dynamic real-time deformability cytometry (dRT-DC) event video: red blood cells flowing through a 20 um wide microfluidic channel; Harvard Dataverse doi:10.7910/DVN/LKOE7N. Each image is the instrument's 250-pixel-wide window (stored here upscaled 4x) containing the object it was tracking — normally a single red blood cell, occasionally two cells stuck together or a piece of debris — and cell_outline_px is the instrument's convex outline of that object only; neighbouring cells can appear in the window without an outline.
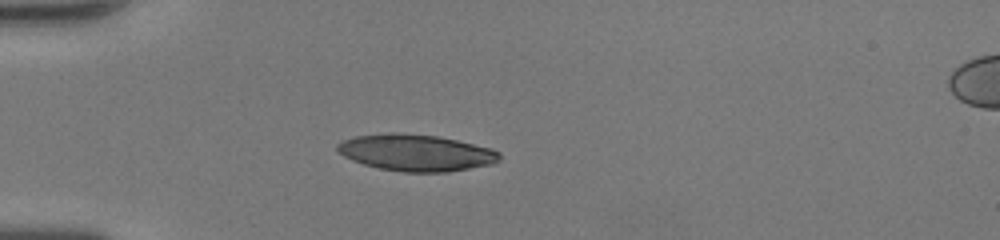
{"species": "human", "species_latin": "Homo sapiens", "temperature_condition": "room temperature", "stored_images_in_passage": 35, "camera_frame_rate_fps": 3000, "um_per_image_px": 0.085, "donor": {"sex": "female"}, "frame": {"image": 1, "passage_image": 1, "time_ms": 0.0, "image_size_px": [1000, 240], "cell_outline_px": [[500, 160], [492, 164], [448, 172], [404, 172], [380, 168], [364, 164], [352, 160], [344, 156], [336, 148], [336, 144], [340, 140], [356, 136], [392, 132], [396, 132], [436, 136], [456, 140], [492, 148], [500, 152]], "centroid_in_image_um": [35.36, 12.97], "position_along_channel_um": 49.6, "area_um2": 34.56}}
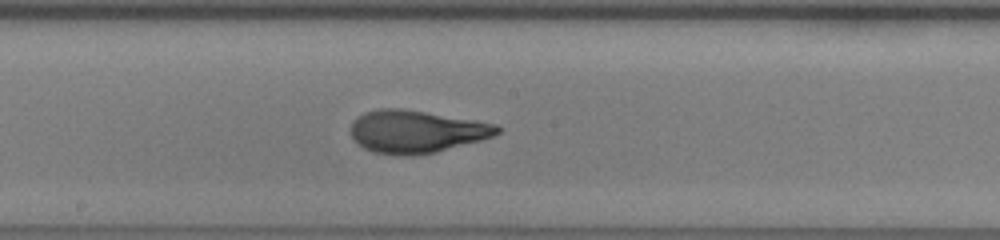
{"frame": {"image": 2, "passage_image": 14, "time_ms": 4.333, "image_size_px": [1000, 240], "cell_outline_px": [[500, 132], [492, 136], [480, 140], [436, 152], [372, 152], [364, 148], [352, 136], [352, 124], [356, 116], [364, 112], [380, 108], [400, 108], [496, 124], [500, 128]], "centroid_in_image_um": [35.38, 11.13], "position_along_channel_um": 212.8, "area_um2": 34.91}}
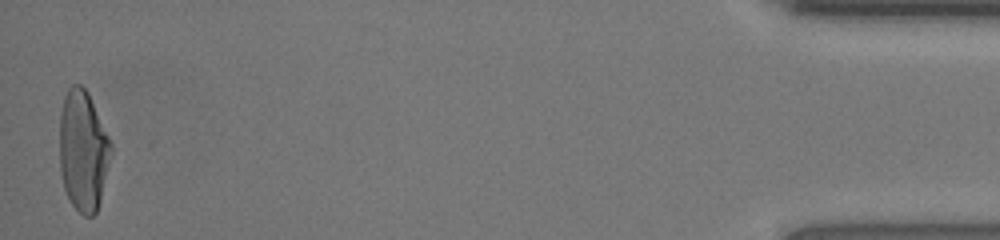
{"frame": {"image": 3, "passage_image": 35, "time_ms": 11.333, "image_size_px": [1000, 240], "cell_outline_px": [[112, 152], [100, 200], [96, 212], [92, 216], [84, 216], [72, 204], [64, 188], [60, 172], [60, 112], [64, 96], [68, 88], [72, 84], [80, 84], [88, 92], [112, 144]], "centroid_in_image_um": [7.06, 12.79], "position_along_channel_um": 428.1, "area_um2": 36.07}, "authors_computed_cell_mechanics": {"area_um2": 35.3158, "velocity_mm_per_s": 4.3101, "shape_relaxation_time_tau1_ms": 5.1278, "shape_relaxation_time_tau2_ms": 0.6191, "deformation_change_tau1": 0.2452, "deformation_change_tau2": 0.0739}}